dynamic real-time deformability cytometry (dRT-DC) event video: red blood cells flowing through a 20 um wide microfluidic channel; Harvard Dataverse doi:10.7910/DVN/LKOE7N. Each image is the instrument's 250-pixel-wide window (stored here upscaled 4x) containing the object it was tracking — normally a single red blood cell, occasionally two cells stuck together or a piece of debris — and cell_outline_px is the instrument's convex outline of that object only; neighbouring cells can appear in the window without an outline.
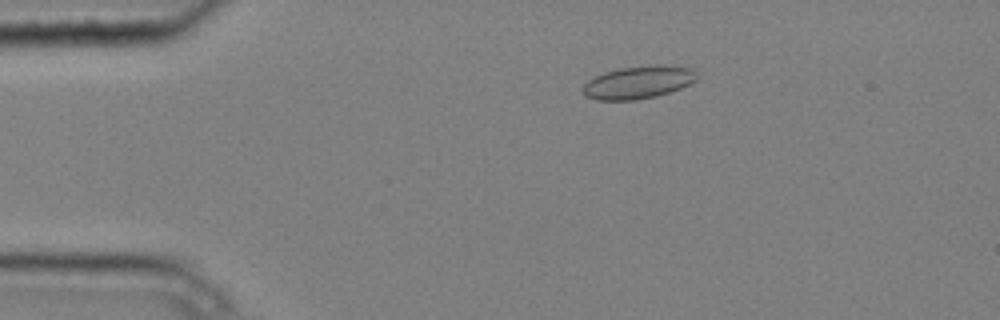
{"species": "common noctule bat (a hibernating species)", "species_latin": "Nyctalus noctula", "temperature_condition": "cold", "stored_images_in_passage": 9, "camera_frame_rate_fps": 3000, "um_per_image_px": 0.085, "animal": {"sex": "male", "body_mass_g": 20.4}, "frame": {"image": 1, "passage_image": 3, "time_ms": 0.667, "image_size_px": [1000, 320], "cell_outline_px": [[696, 80], [680, 88], [656, 96], [632, 100], [596, 100], [584, 96], [580, 88], [588, 80], [604, 72], [620, 68], [656, 64], [660, 64], [692, 68], [696, 72]], "centroid_in_image_um": [54.21, 6.99], "position_along_channel_um": 30.8, "area_um2": 21.79}}
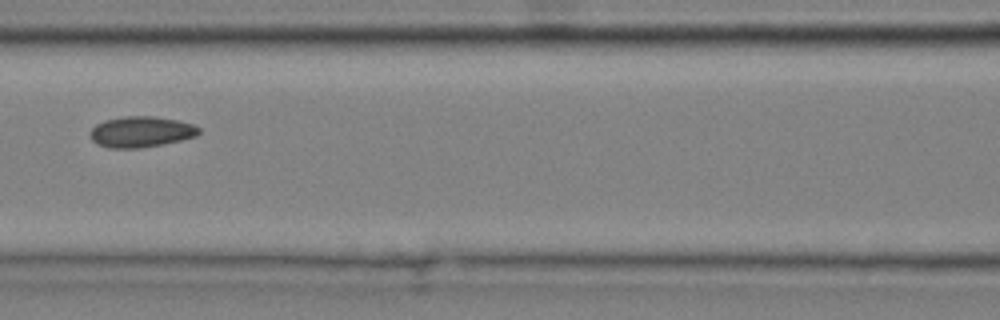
{"frame": {"image": 2, "passage_image": 7, "time_ms": 2.0, "image_size_px": [1000, 320], "cell_outline_px": [[200, 132], [196, 136], [164, 144], [140, 148], [108, 148], [92, 140], [88, 132], [96, 124], [104, 120], [124, 116], [152, 116], [176, 120], [192, 124], [200, 128]], "centroid_in_image_um": [11.97, 11.2], "position_along_channel_um": 154.6, "area_um2": 19.54}}
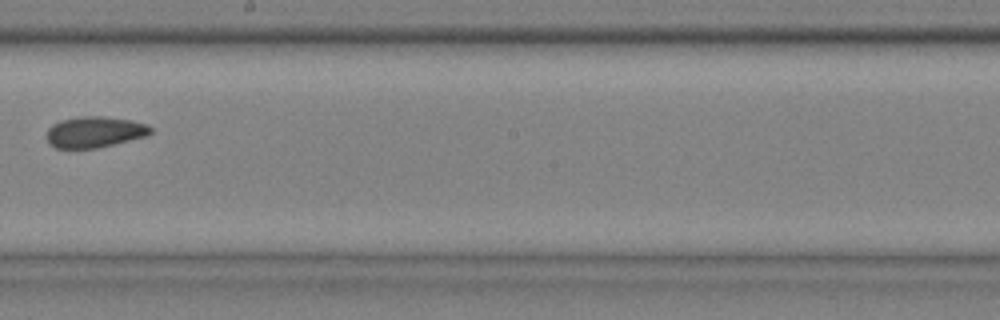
{"frame": {"image": 3, "passage_image": 9, "time_ms": 2.667, "image_size_px": [1000, 320], "cell_outline_px": [[152, 132], [144, 136], [96, 148], [56, 148], [48, 144], [48, 128], [52, 124], [64, 120], [80, 116], [100, 116], [128, 120], [148, 124], [152, 128]], "centroid_in_image_um": [8.02, 11.22], "position_along_channel_um": 240.2, "area_um2": 18.44}}